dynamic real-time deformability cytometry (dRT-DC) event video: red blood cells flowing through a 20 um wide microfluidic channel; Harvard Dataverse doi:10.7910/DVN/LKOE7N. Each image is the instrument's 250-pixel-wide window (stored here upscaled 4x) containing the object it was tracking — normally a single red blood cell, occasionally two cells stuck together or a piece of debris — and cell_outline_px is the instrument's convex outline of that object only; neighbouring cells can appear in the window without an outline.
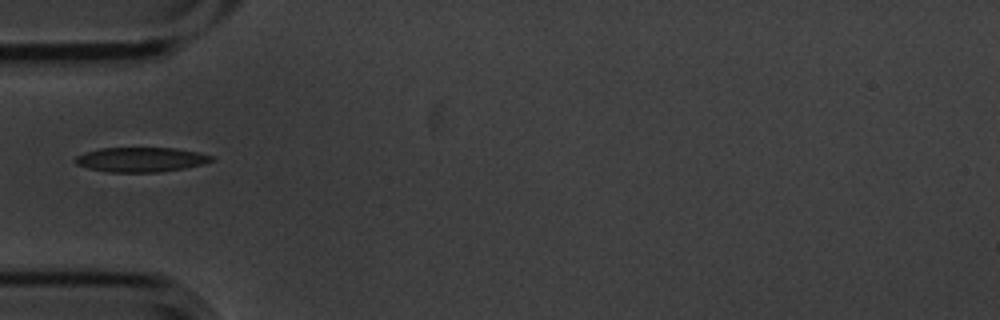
{"species": "common noctule bat (a hibernating species)", "species_latin": "Nyctalus noctula", "temperature_condition": "cold", "stored_images_in_passage": 2, "camera_frame_rate_fps": 3000, "um_per_image_px": 0.085, "animal": {"sex": "male", "body_mass_g": 20.1, "forearm_length_mm": 53.5}, "frame": {"image": 1, "passage_image": 1, "time_ms": 0.0, "image_size_px": [1000, 320], "cell_outline_px": [[216, 160], [184, 168], [160, 172], [108, 172], [88, 168], [76, 164], [72, 160], [76, 156], [84, 152], [100, 148], [176, 148], [196, 152], [212, 156]], "centroid_in_image_um": [11.92, 13.56], "position_along_channel_um": 73.1, "area_um2": 19.54}}
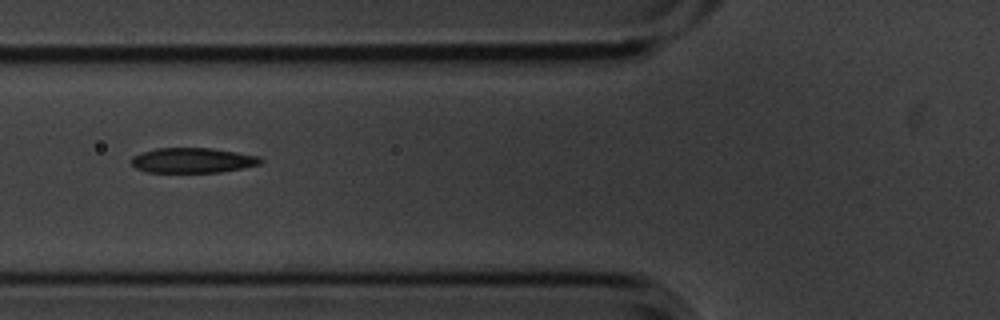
{"frame": {"image": 2, "passage_image": 2, "time_ms": 0.333, "image_size_px": [1000, 320], "cell_outline_px": [[264, 160], [260, 164], [244, 168], [220, 172], [148, 172], [136, 168], [132, 164], [132, 156], [140, 152], [156, 148], [212, 148], [260, 156]], "centroid_in_image_um": [16.39, 13.62], "position_along_channel_um": 109.4, "area_um2": 18.96}}